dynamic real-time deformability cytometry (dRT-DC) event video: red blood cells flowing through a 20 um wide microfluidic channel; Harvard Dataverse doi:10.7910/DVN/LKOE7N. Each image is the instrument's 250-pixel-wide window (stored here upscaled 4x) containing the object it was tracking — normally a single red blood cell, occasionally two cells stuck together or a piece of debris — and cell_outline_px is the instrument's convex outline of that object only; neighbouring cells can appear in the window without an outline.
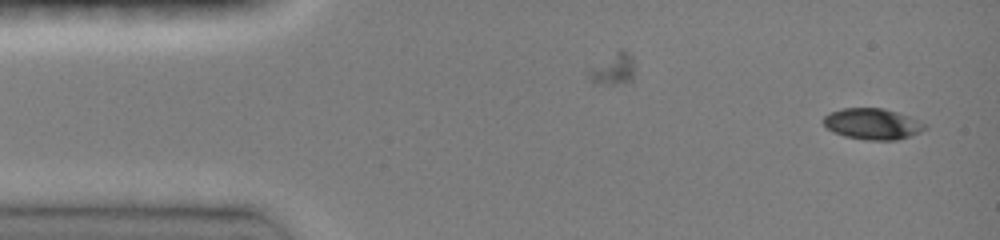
{"species": "common noctule bat (a hibernating species)", "species_latin": "Nyctalus noctula", "temperature_condition": "room temperature", "stored_images_in_passage": 5, "camera_frame_rate_fps": 3000, "um_per_image_px": 0.085, "animal": {"sex": "female", "body_mass_g": 19.0, "forearm_length_mm": 51.5}, "frame": {"image": 1, "passage_image": 5, "time_ms": 3.333, "image_size_px": [1000, 240], "cell_outline_px": [[928, 128], [920, 132], [896, 140], [868, 140], [844, 136], [832, 132], [824, 124], [824, 116], [832, 112], [844, 108], [884, 108], [908, 116], [928, 124]], "centroid_in_image_um": [74.19, 10.54], "position_along_channel_um": 10.8, "area_um2": 18.26}}